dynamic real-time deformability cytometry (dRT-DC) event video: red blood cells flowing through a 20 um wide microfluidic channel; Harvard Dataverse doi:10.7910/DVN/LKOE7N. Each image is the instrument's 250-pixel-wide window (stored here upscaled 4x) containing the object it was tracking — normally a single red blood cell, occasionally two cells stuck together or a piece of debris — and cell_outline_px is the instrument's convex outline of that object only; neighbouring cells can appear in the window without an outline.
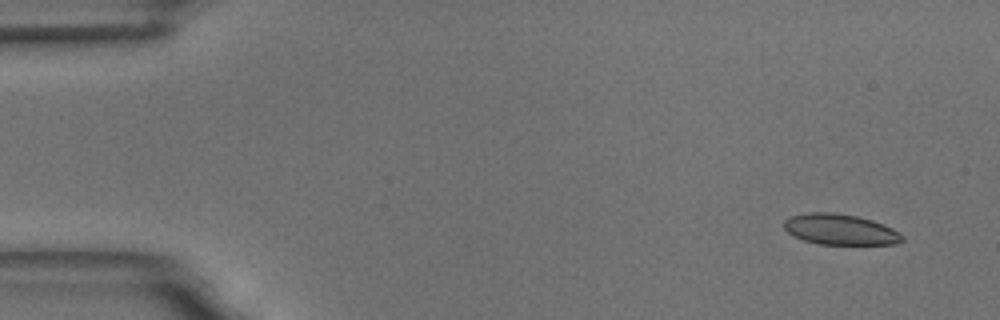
{"species": "common noctule bat (a hibernating species)", "species_latin": "Nyctalus noctula", "temperature_condition": "room temperature", "stored_images_in_passage": 5, "camera_frame_rate_fps": 3000, "um_per_image_px": 0.085, "animal": {"sex": "male", "body_mass_g": 18.8}, "frame": {"image": 1, "passage_image": 1, "time_ms": 0.0, "image_size_px": [1000, 320], "cell_outline_px": [[904, 240], [896, 244], [820, 244], [804, 240], [788, 232], [784, 228], [784, 220], [788, 216], [808, 212], [832, 212], [860, 216], [884, 224], [900, 232], [904, 236]], "centroid_in_image_um": [71.44, 19.49], "position_along_channel_um": 13.6, "area_um2": 21.33}}
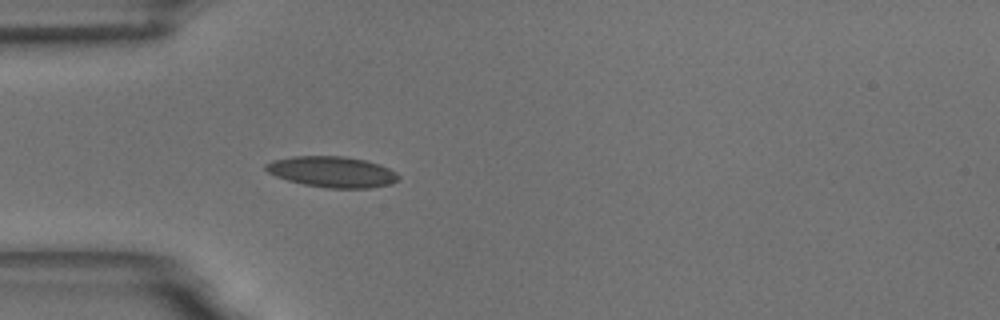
{"frame": {"image": 2, "passage_image": 5, "time_ms": 4.333, "image_size_px": [1000, 320], "cell_outline_px": [[400, 176], [392, 184], [368, 188], [328, 188], [304, 184], [288, 180], [276, 176], [268, 172], [264, 168], [264, 164], [272, 160], [292, 156], [344, 156], [364, 160], [380, 164], [396, 172]], "centroid_in_image_um": [28.22, 14.6], "position_along_channel_um": 56.8, "area_um2": 23.87}}